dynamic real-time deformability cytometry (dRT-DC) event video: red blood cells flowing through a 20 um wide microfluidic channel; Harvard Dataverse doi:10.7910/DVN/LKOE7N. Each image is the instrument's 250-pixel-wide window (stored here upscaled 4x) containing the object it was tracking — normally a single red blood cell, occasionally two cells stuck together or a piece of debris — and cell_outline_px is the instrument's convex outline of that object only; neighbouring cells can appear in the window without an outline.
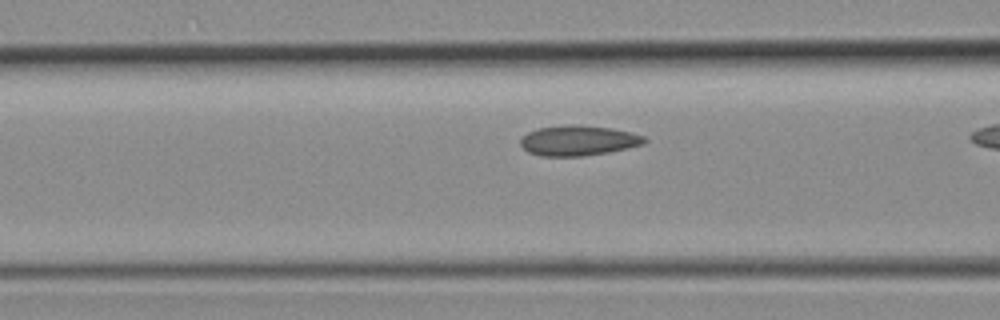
{"species": "common noctule bat (a hibernating species)", "species_latin": "Nyctalus noctula", "temperature_condition": "room temperature", "stored_images_in_passage": 8, "camera_frame_rate_fps": 3000, "um_per_image_px": 0.085, "animal": {"sex": "female", "body_mass_g": 19.3, "forearm_length_mm": 54.1}, "frame": {"image": 1, "passage_image": 4, "time_ms": 1.0, "image_size_px": [1000, 320], "cell_outline_px": [[648, 140], [644, 144], [628, 148], [608, 152], [584, 156], [540, 156], [528, 152], [520, 144], [520, 140], [528, 132], [540, 128], [568, 124], [580, 124], [612, 128], [632, 132], [644, 136]], "centroid_in_image_um": [49.19, 11.94], "position_along_channel_um": 117.4, "area_um2": 21.96}}